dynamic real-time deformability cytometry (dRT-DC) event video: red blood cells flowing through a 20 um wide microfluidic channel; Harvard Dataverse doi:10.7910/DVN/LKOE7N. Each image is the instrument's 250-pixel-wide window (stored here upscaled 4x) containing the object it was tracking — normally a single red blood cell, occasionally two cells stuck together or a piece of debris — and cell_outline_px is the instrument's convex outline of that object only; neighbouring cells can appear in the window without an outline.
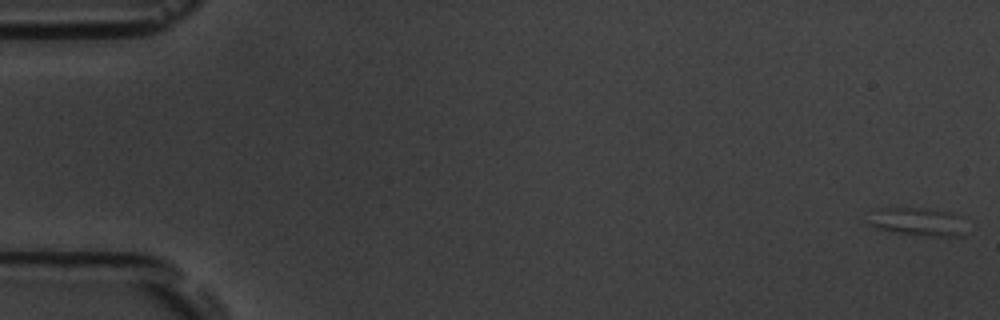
{"species": "common noctule bat (a hibernating species)", "species_latin": "Nyctalus noctula", "temperature_condition": "room temperature", "stored_images_in_passage": 18, "camera_frame_rate_fps": 3000, "um_per_image_px": 0.085, "animal": {"sex": "male", "body_mass_g": 19.5, "forearm_length_mm": 54.6}, "frame": {"image": 1, "passage_image": 1, "time_ms": 0.0, "image_size_px": [1000, 320], "cell_outline_px": [[960, 236], [932, 236], [896, 232], [876, 228], [868, 224], [880, 208], [928, 208], [952, 212], [960, 216]], "centroid_in_image_um": [78.01, 18.83], "position_along_channel_um": 7.0, "area_um2": 15.26}}